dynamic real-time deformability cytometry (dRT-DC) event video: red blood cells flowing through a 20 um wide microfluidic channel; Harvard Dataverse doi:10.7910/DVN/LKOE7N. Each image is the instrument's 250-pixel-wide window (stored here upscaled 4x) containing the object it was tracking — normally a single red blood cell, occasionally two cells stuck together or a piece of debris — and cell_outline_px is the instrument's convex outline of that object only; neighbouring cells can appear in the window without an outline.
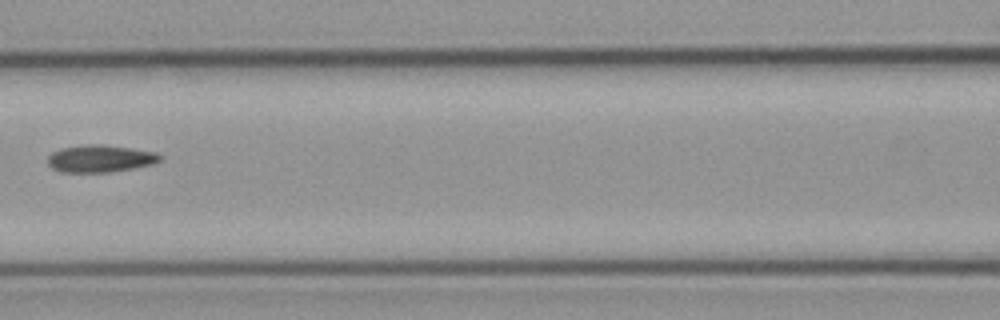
{"species": "common noctule bat (a hibernating species)", "species_latin": "Nyctalus noctula", "temperature_condition": "cold", "stored_images_in_passage": 8, "camera_frame_rate_fps": 3000, "um_per_image_px": 0.085, "animal": {"sex": "male", "body_mass_g": 23.1, "forearm_length_mm": 52.7}, "frame": {"image": 1, "passage_image": 8, "time_ms": 8.0, "image_size_px": [1000, 320], "cell_outline_px": [[164, 156], [160, 160], [152, 164], [132, 168], [108, 172], [60, 172], [52, 168], [48, 164], [48, 156], [52, 152], [60, 148], [88, 144], [104, 144], [132, 148], [156, 152]], "centroid_in_image_um": [8.51, 13.47], "position_along_channel_um": 158.1, "area_um2": 17.92}}